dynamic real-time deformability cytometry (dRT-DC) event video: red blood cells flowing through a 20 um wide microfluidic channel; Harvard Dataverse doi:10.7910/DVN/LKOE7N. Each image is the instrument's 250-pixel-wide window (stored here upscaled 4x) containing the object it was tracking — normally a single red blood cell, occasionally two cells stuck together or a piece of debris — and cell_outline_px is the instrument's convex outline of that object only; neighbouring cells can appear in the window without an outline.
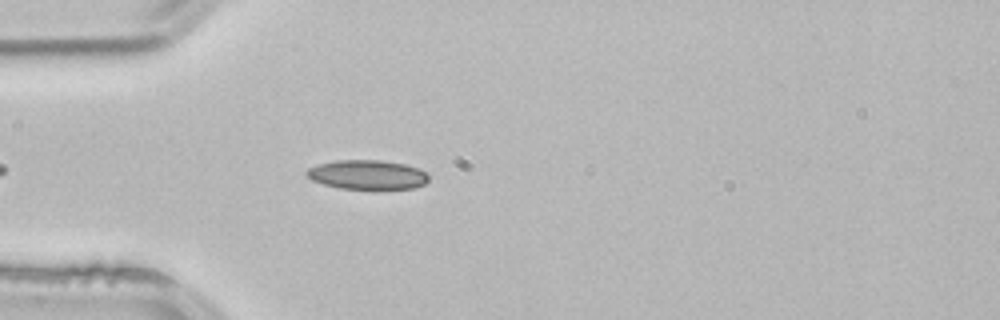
{"species": "common noctule bat (a hibernating species)", "species_latin": "Nyctalus noctula", "temperature_condition": "room temperature", "stored_images_in_passage": 2, "camera_frame_rate_fps": 3000, "um_per_image_px": 0.085, "animal": {"sex": "male", "body_mass_g": 21.5, "forearm_length_mm": 52.0}, "frame": {"image": 1, "passage_image": 2, "time_ms": 0.333, "image_size_px": [1000, 320], "cell_outline_px": [[428, 180], [424, 184], [412, 188], [340, 188], [324, 184], [312, 180], [304, 176], [304, 172], [308, 168], [320, 164], [336, 160], [380, 160], [404, 164], [416, 168], [424, 172], [428, 176]], "centroid_in_image_um": [31.16, 14.84], "position_along_channel_um": 53.8, "area_um2": 20.52}}